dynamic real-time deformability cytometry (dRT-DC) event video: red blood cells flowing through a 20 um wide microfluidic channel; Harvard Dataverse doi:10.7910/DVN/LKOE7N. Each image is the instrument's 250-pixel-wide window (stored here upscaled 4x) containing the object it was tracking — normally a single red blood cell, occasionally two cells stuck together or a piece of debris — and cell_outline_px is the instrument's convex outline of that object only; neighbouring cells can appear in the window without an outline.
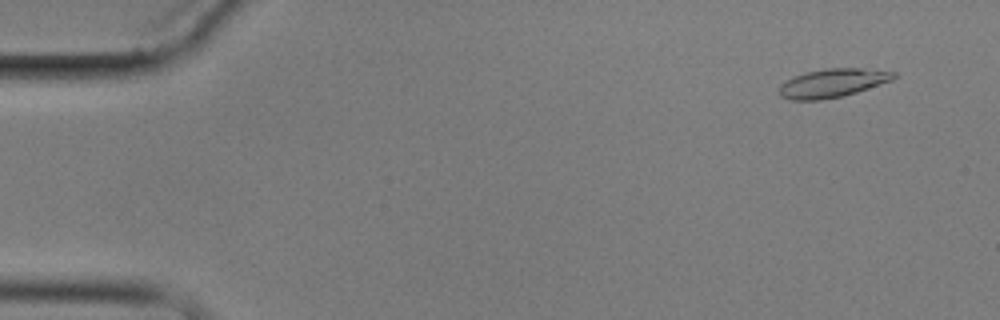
{"species": "common noctule bat (a hibernating species)", "species_latin": "Nyctalus noctula", "temperature_condition": "cold", "stored_images_in_passage": 3, "camera_frame_rate_fps": 3000, "um_per_image_px": 0.085, "animal": {"sex": "male", "body_mass_g": 17.9}, "frame": {"image": 1, "passage_image": 2, "time_ms": 1.0, "image_size_px": [1000, 320], "cell_outline_px": [[896, 76], [892, 80], [856, 92], [840, 96], [820, 100], [792, 100], [780, 96], [780, 84], [796, 76], [808, 72], [828, 68], [860, 68], [896, 72]], "centroid_in_image_um": [70.77, 7.06], "position_along_channel_um": 14.2, "area_um2": 18.67}}